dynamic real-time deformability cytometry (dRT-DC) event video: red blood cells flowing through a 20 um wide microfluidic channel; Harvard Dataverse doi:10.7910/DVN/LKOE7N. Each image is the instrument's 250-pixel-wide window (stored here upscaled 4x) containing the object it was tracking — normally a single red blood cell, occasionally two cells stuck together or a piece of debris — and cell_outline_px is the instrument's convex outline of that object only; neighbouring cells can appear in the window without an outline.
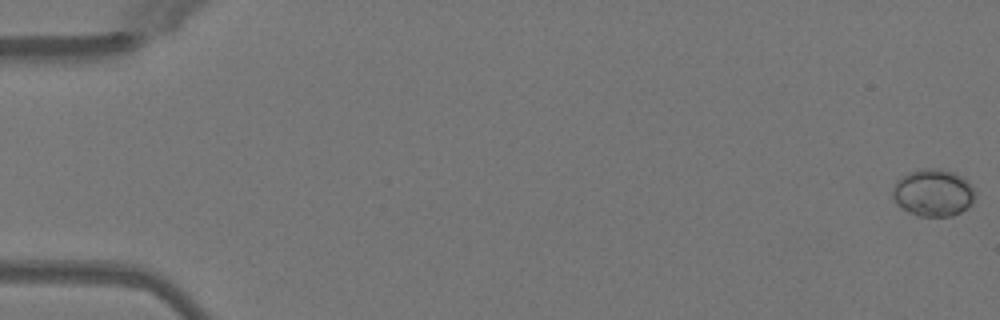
{"species": "Egyptian fruit bat (a non-hibernating species)", "species_latin": "Rousettus aegyptiacus", "temperature_condition": "warm", "stored_images_in_passage": 51, "camera_frame_rate_fps": 3000, "um_per_image_px": 0.085, "animal": {"sex": "female"}, "frame": {"image": 1, "passage_image": 1, "time_ms": 0.0, "image_size_px": [1000, 320], "cell_outline_px": [[976, 196], [972, 204], [968, 208], [952, 216], [920, 216], [908, 212], [900, 208], [896, 204], [892, 196], [892, 188], [896, 180], [908, 172], [924, 168], [940, 168], [952, 172], [968, 180], [976, 192]], "centroid_in_image_um": [79.32, 16.38], "position_along_channel_um": 5.7, "area_um2": 23.12}}
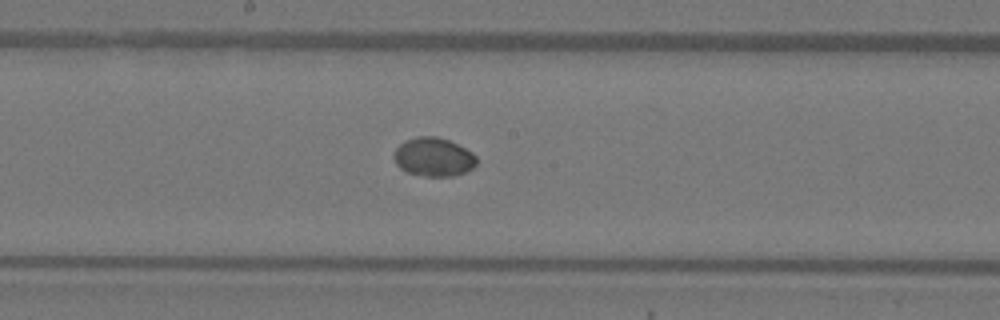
{"frame": {"image": 2, "passage_image": 28, "time_ms": 9.0, "image_size_px": [1000, 320], "cell_outline_px": [[476, 164], [472, 168], [464, 172], [452, 176], [424, 176], [408, 172], [400, 168], [396, 164], [392, 156], [396, 148], [404, 140], [416, 136], [436, 136], [448, 140], [472, 152], [476, 156]], "centroid_in_image_um": [36.82, 13.34], "position_along_channel_um": 211.4, "area_um2": 18.61}}
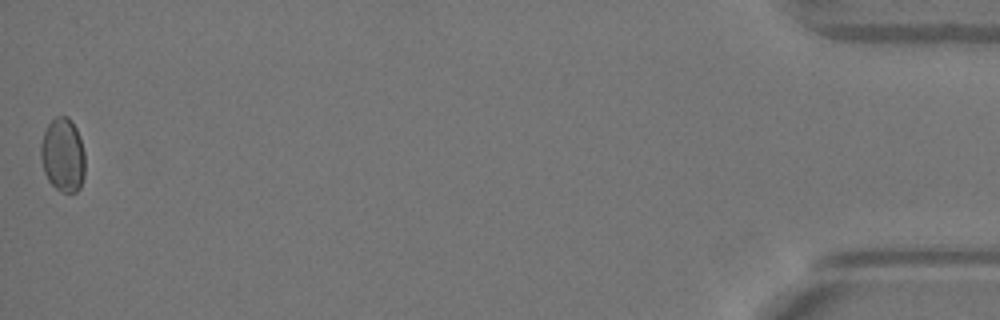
{"frame": {"image": 3, "passage_image": 51, "time_ms": 16.667, "image_size_px": [1000, 320], "cell_outline_px": [[84, 176], [80, 188], [76, 192], [64, 192], [56, 188], [48, 180], [44, 172], [40, 156], [40, 144], [44, 132], [48, 124], [56, 116], [68, 116], [72, 120], [80, 136], [84, 152]], "centroid_in_image_um": [5.34, 13.16], "position_along_channel_um": 429.9, "area_um2": 19.19}}